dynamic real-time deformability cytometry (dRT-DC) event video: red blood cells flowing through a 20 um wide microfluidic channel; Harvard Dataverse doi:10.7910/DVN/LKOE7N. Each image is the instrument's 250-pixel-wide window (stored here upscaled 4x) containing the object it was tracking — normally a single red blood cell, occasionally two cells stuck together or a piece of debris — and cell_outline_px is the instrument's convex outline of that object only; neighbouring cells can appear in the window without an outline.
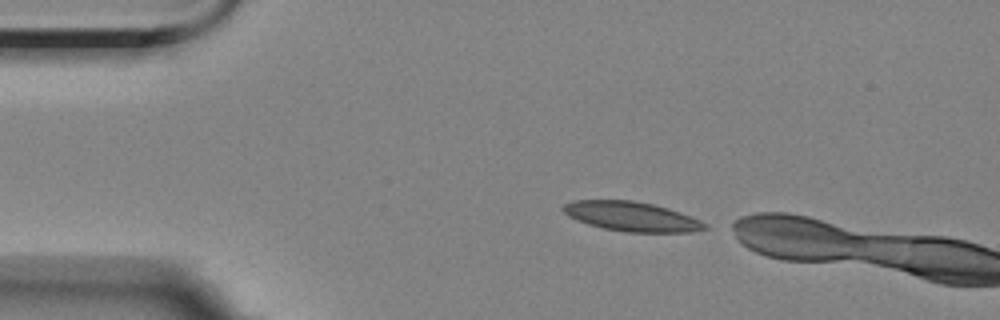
{"species": "Egyptian fruit bat (a non-hibernating species)", "species_latin": "Rousettus aegyptiacus", "temperature_condition": "room temperature", "stored_images_in_passage": 2, "camera_frame_rate_fps": 3000, "um_per_image_px": 0.085, "animal": {"sex": "female"}, "frame": {"image": 1, "passage_image": 1, "time_ms": 0.0, "image_size_px": [1000, 320], "cell_outline_px": [[708, 228], [692, 232], [628, 232], [604, 228], [588, 224], [576, 220], [568, 216], [560, 208], [564, 204], [572, 200], [632, 200], [652, 204], [668, 208], [680, 212], [700, 220], [708, 224]], "centroid_in_image_um": [53.68, 18.4], "position_along_channel_um": 31.3, "area_um2": 24.39}}